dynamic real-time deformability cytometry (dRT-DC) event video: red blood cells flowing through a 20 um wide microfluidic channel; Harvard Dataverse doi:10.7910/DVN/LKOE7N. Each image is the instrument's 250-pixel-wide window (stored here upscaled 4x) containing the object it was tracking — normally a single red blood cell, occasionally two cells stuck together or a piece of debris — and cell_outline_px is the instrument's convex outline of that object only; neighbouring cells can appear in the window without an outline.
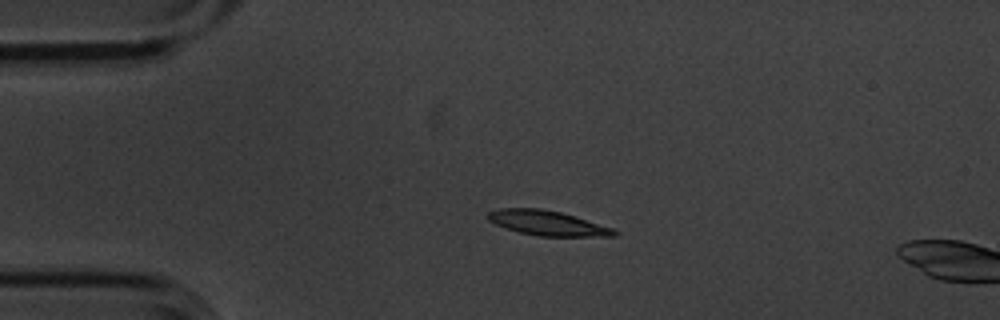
{"species": "common noctule bat (a hibernating species)", "species_latin": "Nyctalus noctula", "temperature_condition": "cold", "stored_images_in_passage": 10, "camera_frame_rate_fps": 3000, "um_per_image_px": 0.085, "animal": {"sex": "male", "body_mass_g": 20.1, "forearm_length_mm": 53.5}, "frame": {"image": 1, "passage_image": 2, "time_ms": 0.333, "image_size_px": [1000, 320], "cell_outline_px": [[620, 232], [616, 236], [540, 236], [520, 232], [496, 224], [488, 220], [484, 216], [488, 212], [500, 208], [540, 208], [560, 212], [612, 228]], "centroid_in_image_um": [46.5, 18.95], "position_along_channel_um": 38.5, "area_um2": 18.03}}
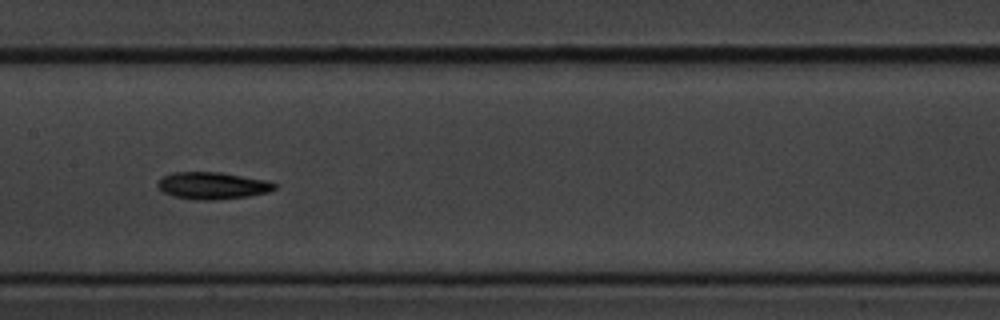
{"frame": {"image": 2, "passage_image": 6, "time_ms": 1.667, "image_size_px": [1000, 320], "cell_outline_px": [[276, 188], [268, 192], [248, 196], [216, 200], [200, 200], [176, 196], [164, 192], [156, 184], [164, 176], [172, 172], [220, 172], [264, 180], [276, 184]], "centroid_in_image_um": [18.06, 15.77], "position_along_channel_um": 189.3, "area_um2": 18.09}}
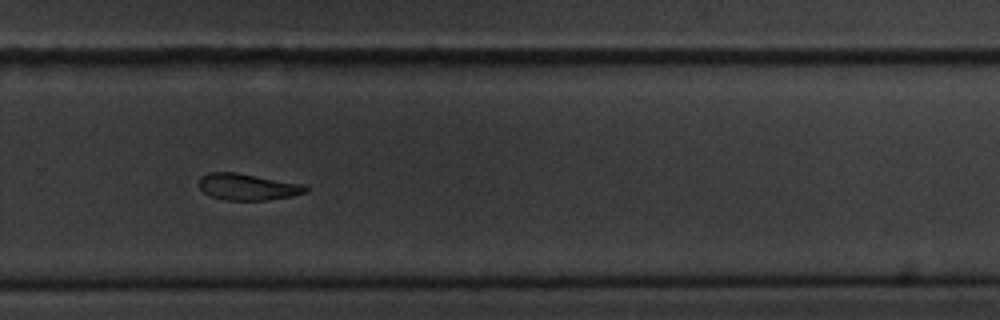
{"frame": {"image": 3, "passage_image": 9, "time_ms": 2.667, "image_size_px": [1000, 320], "cell_outline_px": [[308, 192], [292, 196], [268, 200], [224, 200], [212, 196], [204, 192], [200, 188], [200, 176], [208, 172], [236, 172], [304, 184], [308, 188]], "centroid_in_image_um": [21.07, 15.88], "position_along_channel_um": 308.7, "area_um2": 16.53}}